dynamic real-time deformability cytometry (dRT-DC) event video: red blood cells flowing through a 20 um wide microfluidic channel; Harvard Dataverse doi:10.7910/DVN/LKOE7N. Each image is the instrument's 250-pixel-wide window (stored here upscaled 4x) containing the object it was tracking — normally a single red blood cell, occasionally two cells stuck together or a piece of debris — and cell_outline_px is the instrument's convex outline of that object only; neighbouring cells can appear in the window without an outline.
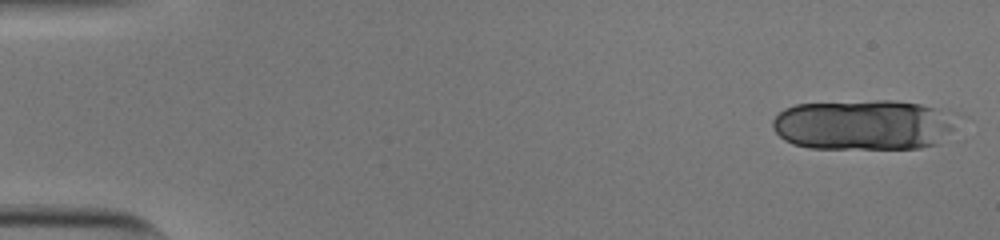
{"species": "human", "species_latin": "Homo sapiens", "temperature_condition": "cold", "stored_images_in_passage": 16, "camera_frame_rate_fps": 3000, "um_per_image_px": 0.085, "donor": {"sex": "male"}, "frame": {"image": 1, "passage_image": 1, "time_ms": 0.0, "image_size_px": [1000, 240], "cell_outline_px": [[972, 120], [936, 144], [920, 148], [812, 148], [792, 144], [784, 140], [772, 128], [772, 120], [784, 108], [796, 104], [876, 100], [896, 100], [920, 104], [956, 112], [968, 116]], "centroid_in_image_um": [73.65, 10.59], "position_along_channel_um": 11.4, "area_um2": 56.07}}